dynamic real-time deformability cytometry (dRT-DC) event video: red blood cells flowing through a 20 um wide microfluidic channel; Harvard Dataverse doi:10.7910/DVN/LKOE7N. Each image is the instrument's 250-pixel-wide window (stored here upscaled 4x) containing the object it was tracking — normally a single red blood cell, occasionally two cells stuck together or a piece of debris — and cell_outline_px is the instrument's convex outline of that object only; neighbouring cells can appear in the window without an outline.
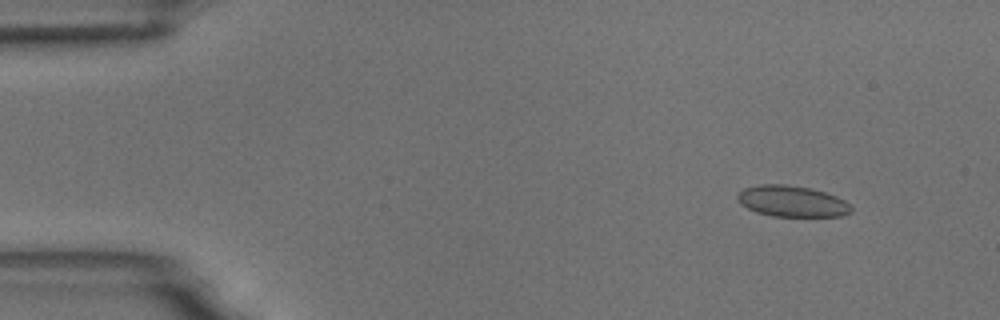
{"species": "common noctule bat (a hibernating species)", "species_latin": "Nyctalus noctula", "temperature_condition": "room temperature", "stored_images_in_passage": 6, "segment_of_instrument_passage": [2, 2], "camera_frame_rate_fps": 3000, "um_per_image_px": 0.085, "animal": {"sex": "male", "body_mass_g": 18.8}, "frame": {"image": 1, "passage_image": 6, "time_ms": 6.667, "image_size_px": [1000, 320], "cell_outline_px": [[852, 212], [840, 216], [772, 216], [756, 212], [740, 204], [736, 200], [736, 196], [744, 188], [760, 184], [784, 184], [808, 188], [824, 192], [836, 196], [844, 200], [852, 208]], "centroid_in_image_um": [67.29, 17.11], "position_along_channel_um": 17.7, "area_um2": 20.52}}